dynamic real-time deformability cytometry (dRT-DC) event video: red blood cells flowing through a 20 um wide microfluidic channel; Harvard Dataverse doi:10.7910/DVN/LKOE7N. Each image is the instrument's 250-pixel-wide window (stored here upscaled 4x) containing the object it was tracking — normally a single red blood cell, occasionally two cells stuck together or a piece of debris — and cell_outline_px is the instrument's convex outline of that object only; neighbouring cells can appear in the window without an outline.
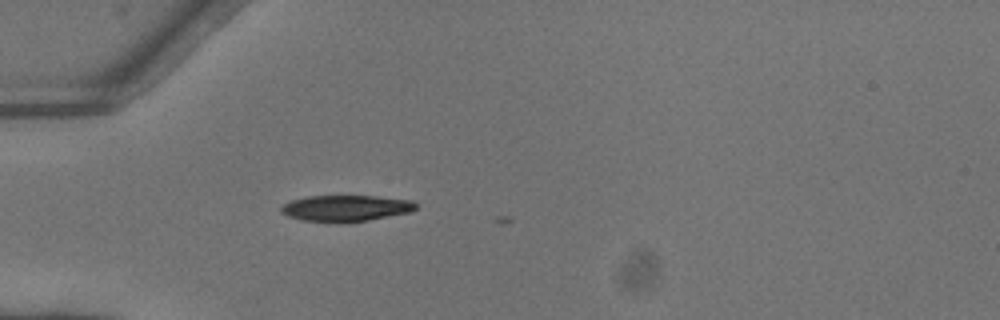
{"species": "common noctule bat (a hibernating species)", "species_latin": "Nyctalus noctula", "temperature_condition": "warm", "stored_images_in_passage": 4, "camera_frame_rate_fps": 3000, "um_per_image_px": 0.085, "animal": {"sex": "female"}, "frame": {"image": 1, "passage_image": 1, "time_ms": 0.0, "image_size_px": [1000, 320], "cell_outline_px": [[416, 208], [412, 212], [368, 220], [344, 224], [304, 220], [288, 216], [280, 212], [280, 208], [284, 204], [292, 200], [308, 196], [376, 196], [412, 200], [416, 204]], "centroid_in_image_um": [29.41, 17.71], "position_along_channel_um": 55.6, "area_um2": 20.81}}